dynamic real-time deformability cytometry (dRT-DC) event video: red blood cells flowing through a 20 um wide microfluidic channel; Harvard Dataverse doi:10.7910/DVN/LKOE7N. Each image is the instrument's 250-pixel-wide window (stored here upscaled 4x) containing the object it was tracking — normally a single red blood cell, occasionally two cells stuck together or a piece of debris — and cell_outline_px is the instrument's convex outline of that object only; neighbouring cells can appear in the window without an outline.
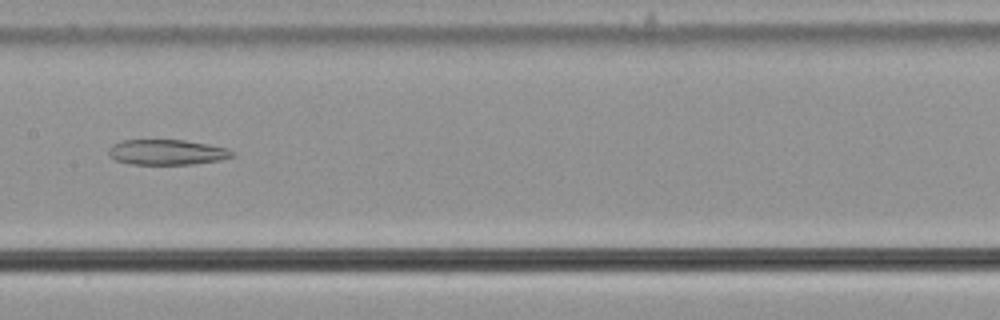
{"species": "common noctule bat (a hibernating species)", "species_latin": "Nyctalus noctula", "temperature_condition": "cold", "stored_images_in_passage": 56, "camera_frame_rate_fps": 3000, "um_per_image_px": 0.085, "animal": {"sex": "male", "body_mass_g": 21.5, "forearm_length_mm": 52.0}, "frame": {"image": 1, "passage_image": 29, "time_ms": 9.333, "image_size_px": [1000, 320], "cell_outline_px": [[236, 156], [220, 160], [192, 164], [132, 164], [116, 160], [108, 152], [108, 148], [112, 144], [120, 140], [184, 140], [208, 144], [228, 148], [236, 152]], "centroid_in_image_um": [14.23, 12.93], "position_along_channel_um": 193.2, "area_um2": 18.32}}
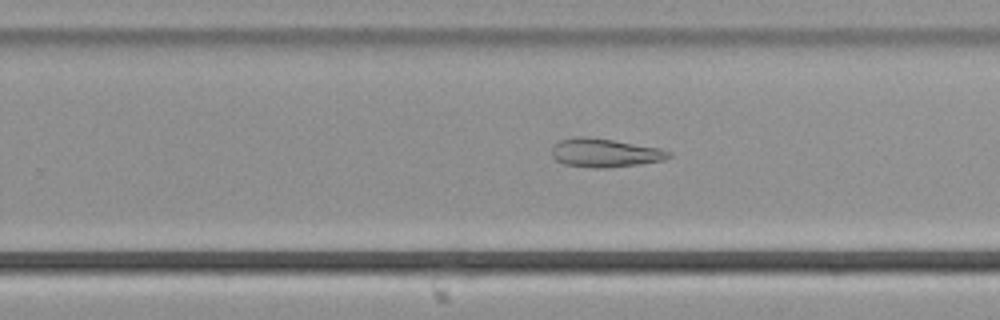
{"frame": {"image": 2, "passage_image": 36, "time_ms": 11.667, "image_size_px": [1000, 320], "cell_outline_px": [[672, 156], [664, 160], [640, 164], [608, 168], [592, 168], [564, 164], [556, 160], [552, 156], [552, 148], [560, 140], [576, 136], [588, 136], [660, 148], [672, 152]], "centroid_in_image_um": [51.43, 12.99], "position_along_channel_um": 278.4, "area_um2": 19.59}}
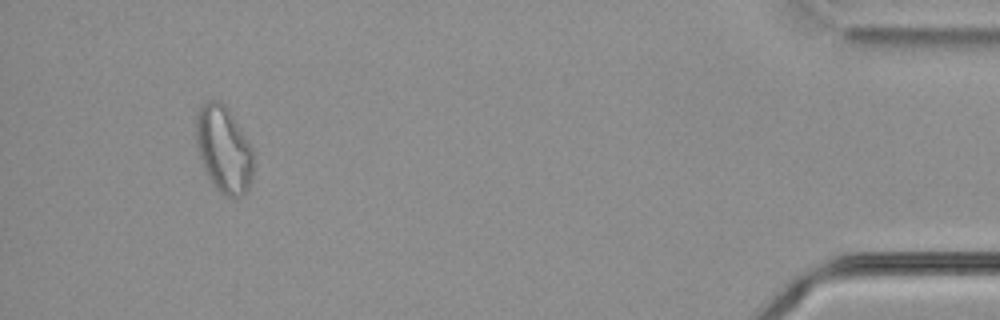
{"frame": {"image": 3, "passage_image": 53, "time_ms": 17.333, "image_size_px": [1000, 320], "cell_outline_px": [[252, 180], [248, 188], [236, 200], [224, 196], [212, 184], [204, 168], [200, 156], [196, 140], [196, 112], [200, 104], [208, 100], [220, 100], [228, 108], [252, 148]], "centroid_in_image_um": [19.0, 12.69], "position_along_channel_um": 416.2, "area_um2": 29.02}}